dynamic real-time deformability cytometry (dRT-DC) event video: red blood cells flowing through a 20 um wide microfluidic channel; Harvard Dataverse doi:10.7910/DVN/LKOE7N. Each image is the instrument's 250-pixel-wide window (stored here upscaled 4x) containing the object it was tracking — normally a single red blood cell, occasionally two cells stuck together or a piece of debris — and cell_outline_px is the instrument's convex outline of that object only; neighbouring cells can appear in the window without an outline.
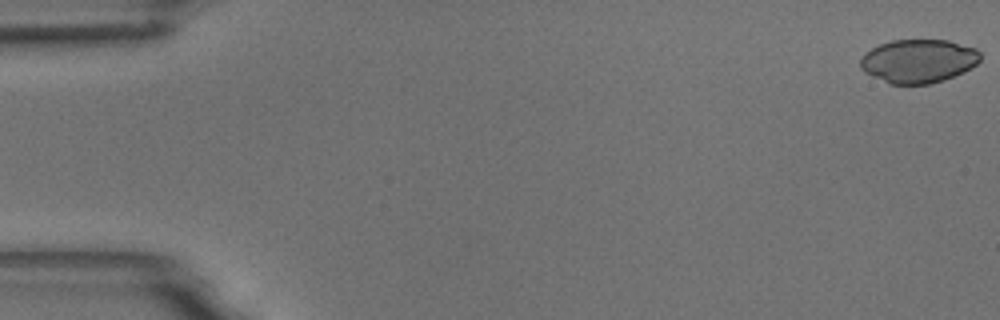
{"species": "common noctule bat (a hibernating species)", "species_latin": "Nyctalus noctula", "temperature_condition": "room temperature", "stored_images_in_passage": 59, "camera_frame_rate_fps": 3000, "um_per_image_px": 0.085, "animal": {"sex": "male", "body_mass_g": 18.8}, "frame": {"image": 1, "passage_image": 1, "time_ms": 0.0, "image_size_px": [1000, 320], "cell_outline_px": [[980, 60], [976, 64], [964, 72], [944, 80], [928, 84], [888, 84], [864, 72], [860, 68], [860, 60], [864, 52], [880, 44], [892, 40], [948, 40], [976, 48], [980, 52]], "centroid_in_image_um": [78.05, 5.19], "position_along_channel_um": 7.0, "area_um2": 30.63}}
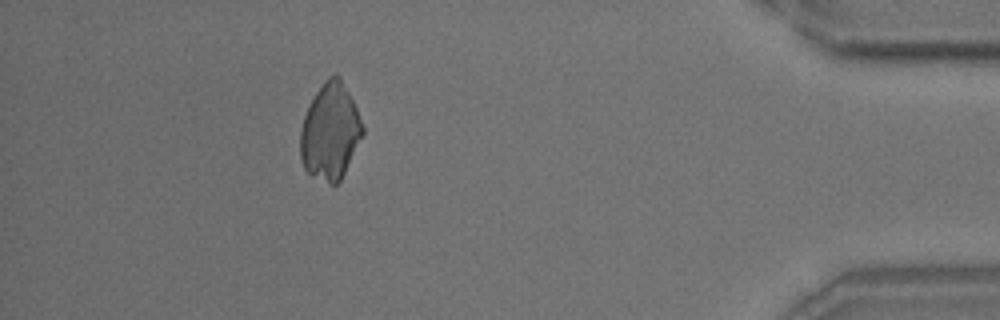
{"frame": {"image": 2, "passage_image": 53, "time_ms": 17.333, "image_size_px": [1000, 320], "cell_outline_px": [[364, 132], [340, 180], [336, 184], [328, 184], [312, 176], [304, 168], [300, 160], [300, 132], [304, 116], [316, 92], [324, 80], [328, 76], [336, 72], [340, 76], [356, 108], [364, 128]], "centroid_in_image_um": [28.05, 11.18], "position_along_channel_um": 407.2, "area_um2": 34.74}}